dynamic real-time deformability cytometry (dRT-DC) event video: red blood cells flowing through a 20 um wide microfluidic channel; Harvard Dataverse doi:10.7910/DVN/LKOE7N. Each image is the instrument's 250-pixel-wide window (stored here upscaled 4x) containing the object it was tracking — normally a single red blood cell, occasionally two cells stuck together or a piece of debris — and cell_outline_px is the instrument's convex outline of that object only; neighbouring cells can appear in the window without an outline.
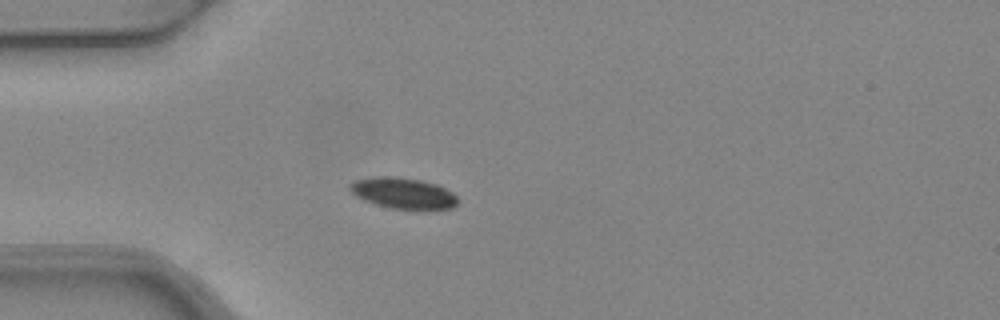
{"species": "common noctule bat (a hibernating species)", "species_latin": "Nyctalus noctula", "temperature_condition": "warm", "stored_images_in_passage": 1, "camera_frame_rate_fps": 3000, "um_per_image_px": 0.085, "animal": {"sex": "female", "body_mass_g": 24.6, "forearm_length_mm": 56.2}, "frame": {"image": 1, "passage_image": 1, "time_ms": 0.0, "image_size_px": [1000, 320], "cell_outline_px": [[456, 204], [452, 208], [424, 212], [392, 208], [376, 204], [364, 200], [356, 196], [348, 188], [348, 184], [356, 180], [376, 176], [396, 176], [420, 180], [440, 184], [452, 192], [456, 196]], "centroid_in_image_um": [34.31, 16.44], "position_along_channel_um": 50.7, "area_um2": 20.11}}